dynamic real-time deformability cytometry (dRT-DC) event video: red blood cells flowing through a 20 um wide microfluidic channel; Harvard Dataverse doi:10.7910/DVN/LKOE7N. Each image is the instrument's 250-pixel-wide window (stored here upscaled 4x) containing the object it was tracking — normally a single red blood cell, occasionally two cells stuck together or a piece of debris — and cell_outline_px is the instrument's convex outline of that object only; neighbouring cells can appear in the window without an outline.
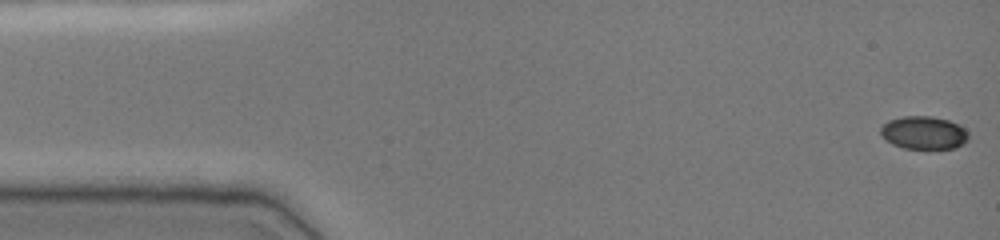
{"species": "common noctule bat (a hibernating species)", "species_latin": "Nyctalus noctula", "temperature_condition": "cold", "stored_images_in_passage": 49, "camera_frame_rate_fps": 3000, "um_per_image_px": 0.085, "animal": {"sex": "female", "body_mass_g": 19.0, "forearm_length_mm": 51.5}, "frame": {"image": 1, "passage_image": 1, "time_ms": 0.0, "image_size_px": [1000, 240], "cell_outline_px": [[968, 140], [964, 144], [956, 148], [904, 148], [892, 144], [880, 132], [880, 128], [888, 120], [904, 116], [932, 116], [948, 120], [964, 128], [968, 132]], "centroid_in_image_um": [78.54, 11.28], "position_along_channel_um": 6.5, "area_um2": 16.76}}
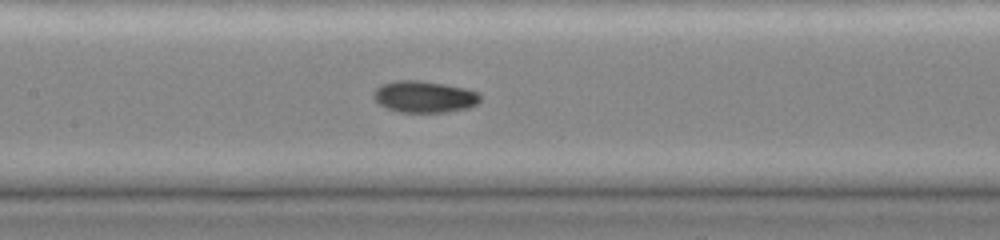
{"frame": {"image": 2, "passage_image": 23, "time_ms": 7.333, "image_size_px": [1000, 240], "cell_outline_px": [[480, 100], [476, 104], [468, 108], [448, 112], [400, 112], [388, 108], [380, 104], [372, 96], [372, 92], [380, 84], [396, 80], [420, 80], [468, 88], [480, 92]], "centroid_in_image_um": [36.08, 8.21], "position_along_channel_um": 171.3, "area_um2": 19.88}}
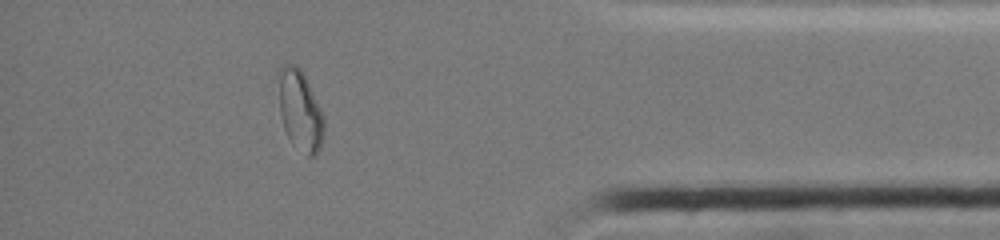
{"frame": {"image": 3, "passage_image": 43, "time_ms": 14.0, "image_size_px": [1000, 240], "cell_outline_px": [[324, 136], [316, 152], [312, 156], [308, 156], [288, 136], [284, 128], [280, 116], [276, 76], [280, 68], [284, 64], [292, 64], [300, 68], [324, 116]], "centroid_in_image_um": [25.46, 9.32], "position_along_channel_um": 409.7, "area_um2": 21.04}, "authors_computed_cell_mechanics": {"area_um2": 18.785, "velocity_mm_per_s": 3.9017, "shape_relaxation_time_tau1_ms": 4.8788, "shape_relaxation_time_tau2_ms": 1.8448, "deformation_change_tau1": 0.1999, "deformation_change_tau2": 0.0422}}